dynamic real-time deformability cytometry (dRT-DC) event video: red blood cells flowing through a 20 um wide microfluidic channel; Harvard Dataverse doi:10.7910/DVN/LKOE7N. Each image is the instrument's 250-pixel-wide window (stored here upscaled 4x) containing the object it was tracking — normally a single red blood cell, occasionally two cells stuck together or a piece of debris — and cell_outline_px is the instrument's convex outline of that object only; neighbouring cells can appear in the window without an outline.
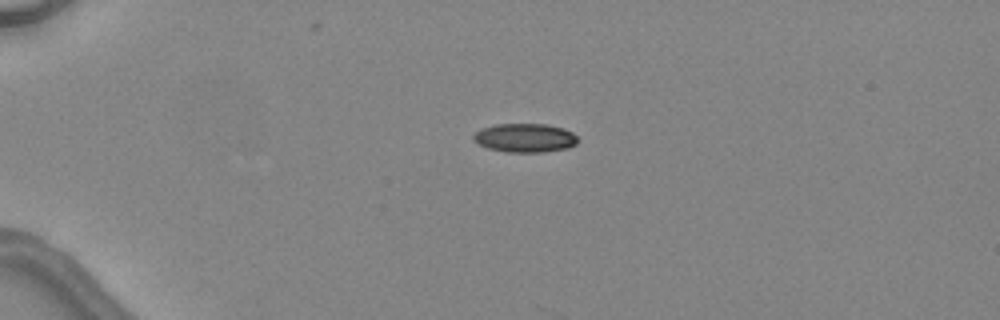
{"species": "common noctule bat (a hibernating species)", "species_latin": "Nyctalus noctula", "temperature_condition": "warm", "stored_images_in_passage": 4, "camera_frame_rate_fps": 3000, "um_per_image_px": 0.085, "animal": {"sex": "female", "body_mass_g": 24.6, "forearm_length_mm": 56.2}, "frame": {"image": 1, "passage_image": 3, "time_ms": 2.333, "image_size_px": [1000, 320], "cell_outline_px": [[580, 140], [576, 144], [568, 148], [544, 152], [504, 152], [488, 148], [472, 140], [472, 136], [480, 128], [496, 124], [544, 124], [564, 128], [572, 132]], "centroid_in_image_um": [44.63, 11.72], "position_along_channel_um": 40.4, "area_um2": 17.69}}